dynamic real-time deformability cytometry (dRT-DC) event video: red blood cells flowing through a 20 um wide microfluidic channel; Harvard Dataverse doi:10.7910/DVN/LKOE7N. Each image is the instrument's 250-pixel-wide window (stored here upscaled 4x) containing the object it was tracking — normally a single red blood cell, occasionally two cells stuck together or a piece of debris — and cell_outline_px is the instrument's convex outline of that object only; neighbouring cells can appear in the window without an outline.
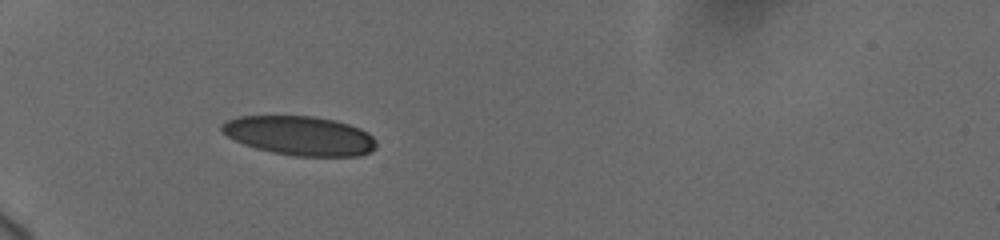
{"species": "human", "species_latin": "Homo sapiens", "temperature_condition": "cold", "stored_images_in_passage": 38, "camera_frame_rate_fps": 3000, "um_per_image_px": 0.085, "donor": {"sex": "female"}, "frame": {"image": 1, "passage_image": 1, "time_ms": 0.0, "image_size_px": [1000, 240], "cell_outline_px": [[376, 148], [372, 152], [360, 156], [296, 156], [272, 152], [256, 148], [244, 144], [228, 136], [220, 128], [220, 124], [228, 120], [240, 116], [316, 116], [336, 120], [360, 128], [368, 132], [376, 140]], "centroid_in_image_um": [25.53, 11.53], "position_along_channel_um": 59.5, "area_um2": 35.43}}
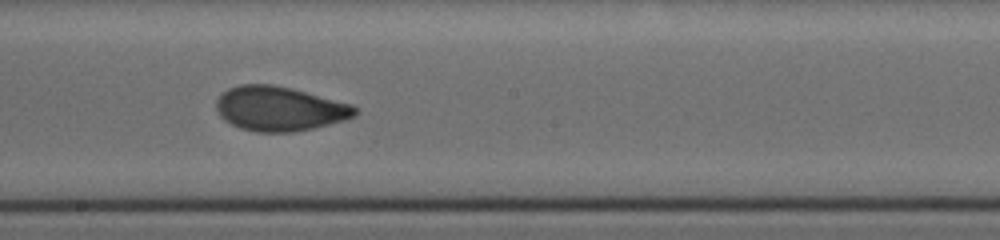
{"frame": {"image": 2, "passage_image": 16, "time_ms": 5.0, "image_size_px": [1000, 240], "cell_outline_px": [[360, 108], [356, 116], [344, 120], [312, 128], [292, 132], [256, 132], [240, 128], [224, 120], [216, 112], [216, 100], [228, 88], [240, 84], [272, 84], [292, 88], [352, 104]], "centroid_in_image_um": [23.77, 9.23], "position_along_channel_um": 224.4, "area_um2": 36.13}}
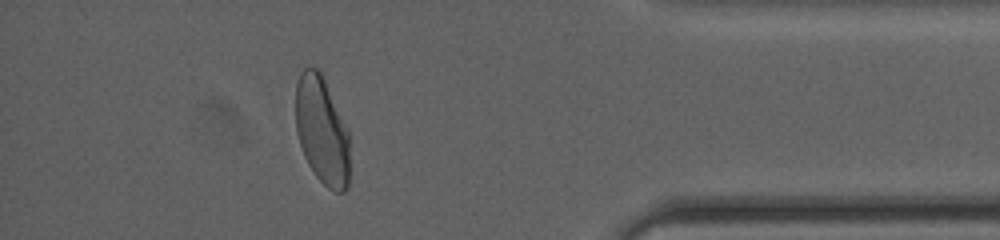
{"frame": {"image": 3, "passage_image": 33, "time_ms": 10.667, "image_size_px": [1000, 240], "cell_outline_px": [[348, 188], [344, 192], [336, 192], [328, 188], [316, 176], [308, 164], [304, 156], [296, 132], [296, 84], [300, 72], [304, 68], [316, 68], [320, 72], [324, 80], [348, 132]], "centroid_in_image_um": [27.34, 11.13], "position_along_channel_um": 407.9, "area_um2": 33.35}, "authors_computed_cell_mechanics": {"area_um2": 35.4892, "velocity_mm_per_s": 3.6952, "shape_relaxation_time_tau1_ms": 4.8941, "shape_relaxation_time_tau2_ms": 0.8399, "deformation_change_tau1": 0.1671, "deformation_change_tau2": 0.0591}}